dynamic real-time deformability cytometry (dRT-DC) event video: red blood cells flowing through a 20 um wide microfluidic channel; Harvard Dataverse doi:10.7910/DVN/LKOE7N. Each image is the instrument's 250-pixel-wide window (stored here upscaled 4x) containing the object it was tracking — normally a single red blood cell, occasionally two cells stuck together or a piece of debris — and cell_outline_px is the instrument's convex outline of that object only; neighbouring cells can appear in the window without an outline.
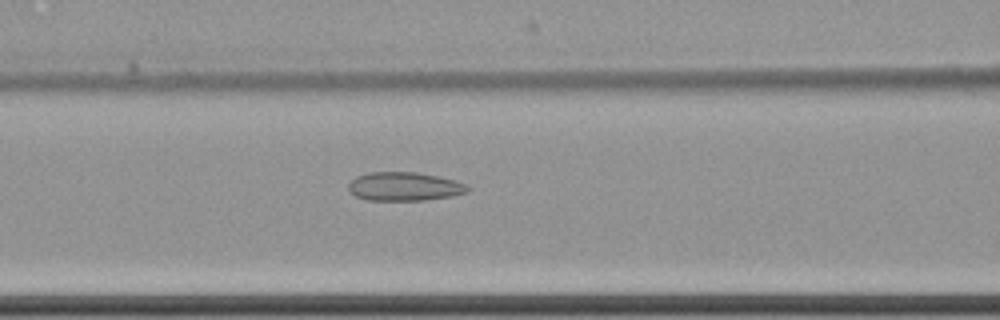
{"species": "common noctule bat (a hibernating species)", "species_latin": "Nyctalus noctula", "temperature_condition": "cold", "stored_images_in_passage": 18, "camera_frame_rate_fps": 3000, "um_per_image_px": 0.085, "animal": {"sex": "female", "body_mass_g": 22.7, "forearm_length_mm": 54.2}, "frame": {"image": 1, "passage_image": 13, "time_ms": 4.0, "image_size_px": [1000, 320], "cell_outline_px": [[472, 188], [468, 192], [452, 196], [424, 200], [368, 200], [356, 196], [348, 192], [348, 184], [356, 176], [368, 172], [416, 172], [456, 180], [468, 184]], "centroid_in_image_um": [34.39, 15.85], "position_along_channel_um": 132.2, "area_um2": 20.11}}
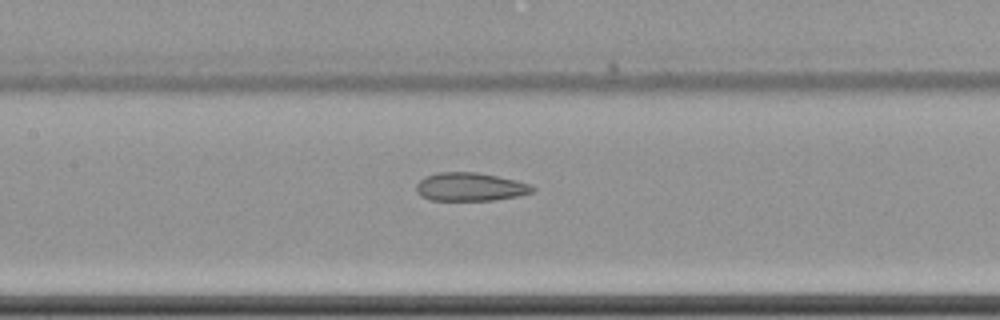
{"frame": {"image": 2, "passage_image": 16, "time_ms": 5.0, "image_size_px": [1000, 320], "cell_outline_px": [[536, 188], [532, 192], [520, 196], [492, 200], [432, 200], [416, 192], [416, 184], [424, 176], [436, 172], [476, 172], [516, 180], [528, 184]], "centroid_in_image_um": [39.95, 15.87], "position_along_channel_um": 167.4, "area_um2": 19.13}}